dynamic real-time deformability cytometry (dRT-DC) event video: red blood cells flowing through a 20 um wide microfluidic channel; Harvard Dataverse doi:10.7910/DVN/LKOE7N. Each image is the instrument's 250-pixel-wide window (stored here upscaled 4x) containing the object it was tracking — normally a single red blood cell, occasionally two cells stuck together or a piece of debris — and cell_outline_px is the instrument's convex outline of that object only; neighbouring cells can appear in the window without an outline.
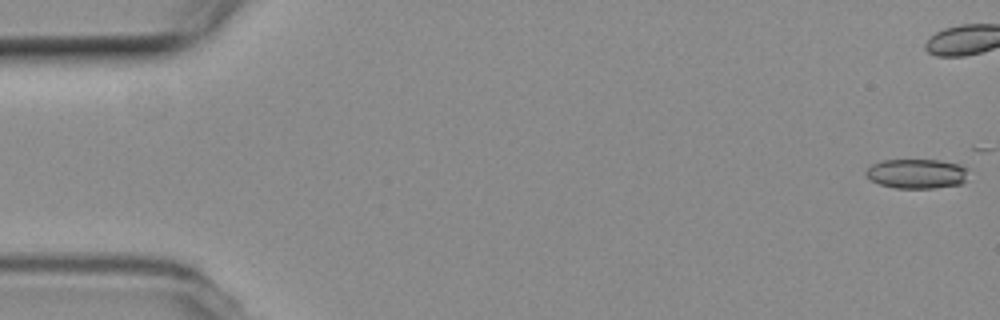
{"species": "common noctule bat (a hibernating species)", "species_latin": "Nyctalus noctula", "temperature_condition": "room temperature", "stored_images_in_passage": 14, "camera_frame_rate_fps": 3000, "um_per_image_px": 0.085, "animal": {"sex": "female", "body_mass_g": 19.3, "forearm_length_mm": 54.1}, "frame": {"image": 1, "passage_image": 1, "time_ms": 0.0, "image_size_px": [1000, 320], "cell_outline_px": [[968, 168], [964, 180], [960, 184], [932, 188], [896, 188], [880, 184], [864, 176], [864, 172], [872, 164], [880, 160], [940, 160], [960, 164]], "centroid_in_image_um": [77.89, 14.75], "position_along_channel_um": 7.1, "area_um2": 17.69}}